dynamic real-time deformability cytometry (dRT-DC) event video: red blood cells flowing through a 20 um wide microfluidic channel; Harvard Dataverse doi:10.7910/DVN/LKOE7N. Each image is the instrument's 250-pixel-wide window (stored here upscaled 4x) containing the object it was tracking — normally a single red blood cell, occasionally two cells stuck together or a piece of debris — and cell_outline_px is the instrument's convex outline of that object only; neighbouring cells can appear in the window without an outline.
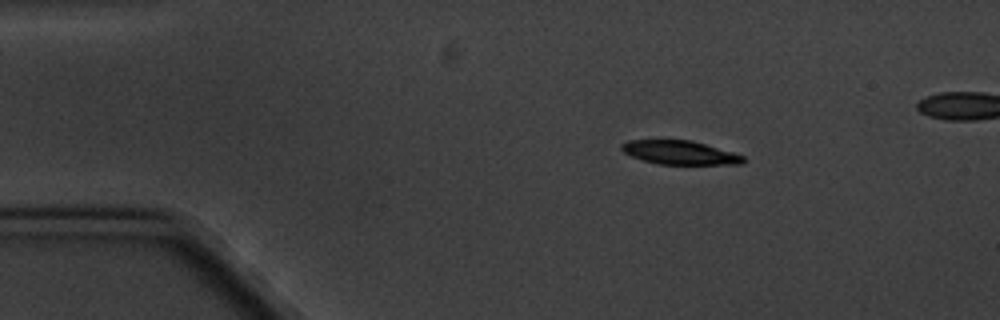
{"species": "common noctule bat (a hibernating species)", "species_latin": "Nyctalus noctula", "temperature_condition": "cold", "stored_images_in_passage": 5, "camera_frame_rate_fps": 3000, "um_per_image_px": 0.085, "animal": {"sex": "male", "body_mass_g": 20.1, "forearm_length_mm": 53.5}, "frame": {"image": 1, "passage_image": 2, "time_ms": 1.0, "image_size_px": [1000, 320], "cell_outline_px": [[744, 164], [660, 164], [644, 160], [632, 156], [624, 152], [620, 148], [620, 144], [628, 140], [692, 140], [732, 152], [744, 156]], "centroid_in_image_um": [57.77, 12.96], "position_along_channel_um": 27.2, "area_um2": 16.7}}